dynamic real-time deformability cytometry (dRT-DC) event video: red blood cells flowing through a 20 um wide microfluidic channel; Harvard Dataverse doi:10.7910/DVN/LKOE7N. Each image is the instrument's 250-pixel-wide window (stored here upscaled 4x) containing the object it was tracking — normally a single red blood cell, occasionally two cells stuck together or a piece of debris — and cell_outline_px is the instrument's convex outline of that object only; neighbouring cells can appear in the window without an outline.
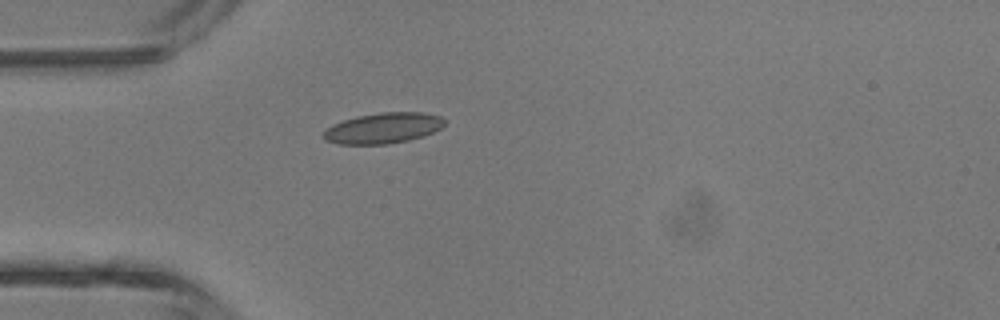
{"species": "common noctule bat (a hibernating species)", "species_latin": "Nyctalus noctula", "temperature_condition": "room temperature", "stored_images_in_passage": 1, "camera_frame_rate_fps": 3000, "um_per_image_px": 0.085, "animal": {"sex": "male", "body_mass_g": 13.3}, "frame": {"image": 1, "passage_image": 1, "time_ms": 0.0, "image_size_px": [1000, 320], "cell_outline_px": [[448, 120], [440, 128], [424, 136], [408, 140], [388, 144], [336, 144], [324, 140], [324, 132], [332, 124], [356, 116], [384, 112], [420, 112], [440, 116]], "centroid_in_image_um": [32.58, 10.89], "position_along_channel_um": 52.4, "area_um2": 21.62}}